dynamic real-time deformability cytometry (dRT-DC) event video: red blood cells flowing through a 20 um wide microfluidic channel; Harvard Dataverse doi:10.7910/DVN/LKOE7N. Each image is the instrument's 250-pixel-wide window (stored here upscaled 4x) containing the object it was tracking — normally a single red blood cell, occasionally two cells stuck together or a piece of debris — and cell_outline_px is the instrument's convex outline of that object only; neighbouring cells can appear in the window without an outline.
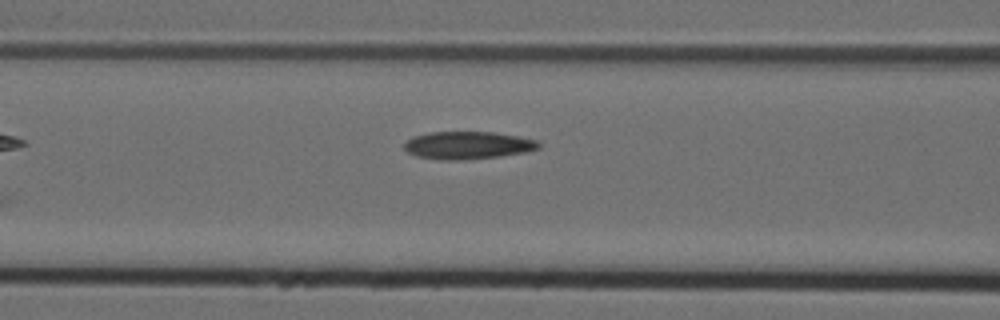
{"species": "Egyptian fruit bat (a non-hibernating species)", "species_latin": "Rousettus aegyptiacus", "temperature_condition": "cold", "stored_images_in_passage": 6, "camera_frame_rate_fps": 3000, "um_per_image_px": 0.085, "animal": {"sex": "female"}, "frame": {"image": 1, "passage_image": 6, "time_ms": 1.667, "image_size_px": [1000, 320], "cell_outline_px": [[540, 148], [524, 152], [500, 156], [464, 160], [444, 160], [416, 156], [408, 152], [404, 148], [404, 144], [412, 136], [428, 132], [492, 132], [540, 140]], "centroid_in_image_um": [39.76, 12.34], "position_along_channel_um": 126.8, "area_um2": 21.68}}